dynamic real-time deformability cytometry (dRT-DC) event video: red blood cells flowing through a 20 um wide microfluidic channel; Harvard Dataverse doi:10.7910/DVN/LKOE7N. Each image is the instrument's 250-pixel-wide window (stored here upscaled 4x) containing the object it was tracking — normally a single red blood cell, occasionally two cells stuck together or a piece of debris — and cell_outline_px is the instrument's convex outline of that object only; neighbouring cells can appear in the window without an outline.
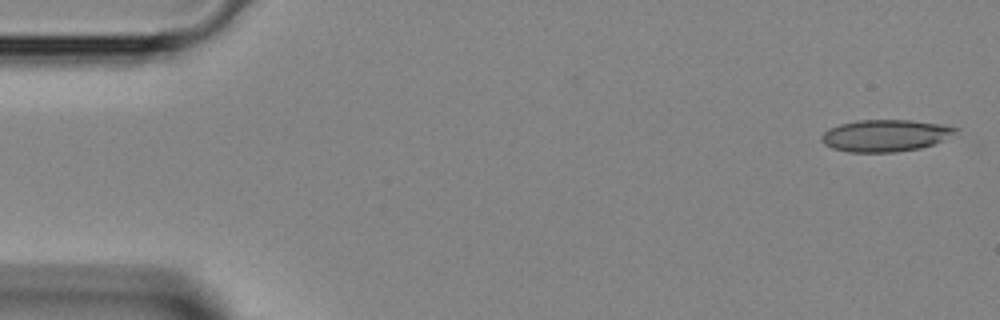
{"species": "Egyptian fruit bat (a non-hibernating species)", "species_latin": "Rousettus aegyptiacus", "temperature_condition": "room temperature", "stored_images_in_passage": 9, "camera_frame_rate_fps": 3000, "um_per_image_px": 0.085, "animal": {"sex": "female"}, "frame": {"image": 1, "passage_image": 1, "time_ms": 0.0, "image_size_px": [1000, 320], "cell_outline_px": [[960, 128], [956, 132], [932, 144], [920, 148], [896, 152], [848, 152], [832, 148], [824, 144], [820, 136], [828, 128], [840, 124], [856, 120], [912, 120], [944, 124]], "centroid_in_image_um": [75.22, 11.51], "position_along_channel_um": 9.8, "area_um2": 24.91}}